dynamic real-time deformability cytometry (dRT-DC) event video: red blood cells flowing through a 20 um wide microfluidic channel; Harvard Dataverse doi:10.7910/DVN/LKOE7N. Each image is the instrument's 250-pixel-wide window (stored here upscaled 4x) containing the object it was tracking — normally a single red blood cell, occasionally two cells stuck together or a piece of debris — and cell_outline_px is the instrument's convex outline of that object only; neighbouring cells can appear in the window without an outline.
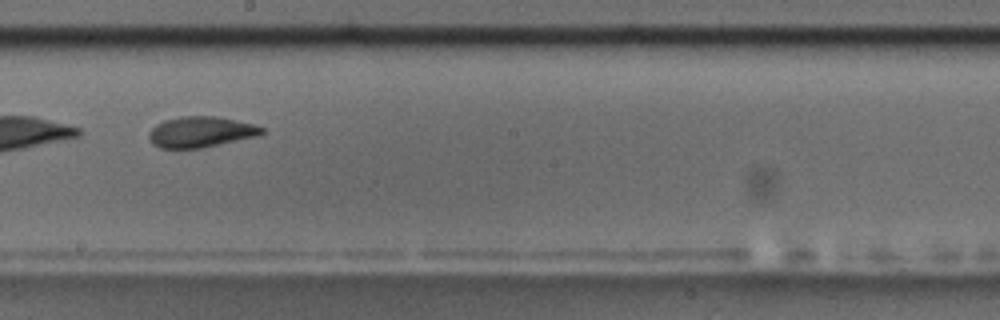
{"species": "common noctule bat (a hibernating species)", "species_latin": "Nyctalus noctula", "temperature_condition": "room temperature", "stored_images_in_passage": 8, "camera_frame_rate_fps": 3000, "um_per_image_px": 0.085, "animal": {"sex": "male", "body_mass_g": 17.5, "forearm_length_mm": 52.3}, "frame": {"image": 1, "passage_image": 6, "time_ms": 5.667, "image_size_px": [1000, 320], "cell_outline_px": [[264, 132], [256, 136], [200, 148], [160, 148], [152, 144], [148, 136], [148, 132], [156, 124], [164, 120], [180, 116], [216, 116], [252, 124], [264, 128]], "centroid_in_image_um": [17.0, 11.21], "position_along_channel_um": 231.2, "area_um2": 20.06}}